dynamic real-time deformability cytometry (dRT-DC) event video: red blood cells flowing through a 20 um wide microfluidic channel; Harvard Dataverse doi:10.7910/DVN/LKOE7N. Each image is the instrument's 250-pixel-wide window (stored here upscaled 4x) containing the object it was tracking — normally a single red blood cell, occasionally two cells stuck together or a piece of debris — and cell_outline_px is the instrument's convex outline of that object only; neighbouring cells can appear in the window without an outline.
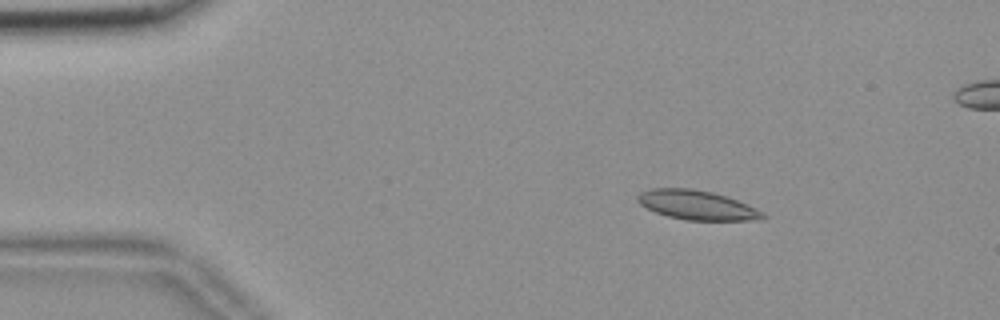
{"species": "common noctule bat (a hibernating species)", "species_latin": "Nyctalus noctula", "temperature_condition": "room temperature", "stored_images_in_passage": 56, "segment_of_instrument_passage": [1, 2], "camera_frame_rate_fps": 3000, "um_per_image_px": 0.085, "animal": {"sex": "female", "body_mass_g": 18.4}, "frame": {"image": 1, "passage_image": 8, "time_ms": 2.333, "image_size_px": [1000, 320], "cell_outline_px": [[768, 216], [764, 220], [684, 220], [668, 216], [656, 212], [640, 204], [636, 200], [636, 196], [640, 192], [652, 188], [692, 188], [712, 192], [736, 200], [756, 208], [764, 212]], "centroid_in_image_um": [59.25, 17.43], "position_along_channel_um": 25.7, "area_um2": 21.44}}
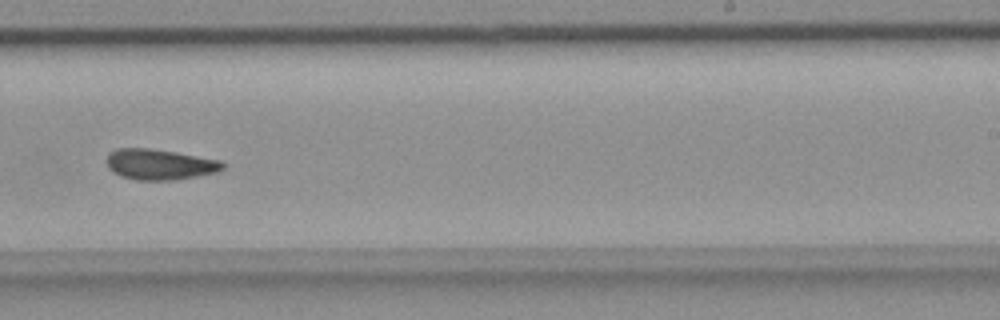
{"frame": {"image": 2, "passage_image": 34, "time_ms": 11.0, "image_size_px": [1000, 320], "cell_outline_px": [[224, 168], [216, 172], [176, 180], [136, 180], [120, 176], [112, 172], [108, 168], [108, 152], [116, 148], [148, 148], [176, 152], [220, 160], [224, 164]], "centroid_in_image_um": [13.55, 13.97], "position_along_channel_um": 275.5, "area_um2": 20.75}}
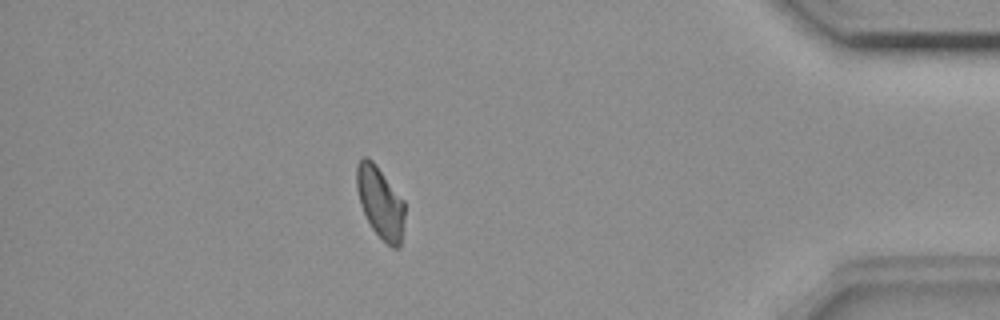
{"frame": {"image": 3, "passage_image": 48, "time_ms": 15.667, "image_size_px": [1000, 320], "cell_outline_px": [[404, 216], [400, 248], [392, 248], [372, 228], [360, 204], [356, 188], [356, 164], [364, 156], [368, 156], [376, 164], [404, 200]], "centroid_in_image_um": [32.31, 17.16], "position_along_channel_um": 402.9, "area_um2": 20.0}}